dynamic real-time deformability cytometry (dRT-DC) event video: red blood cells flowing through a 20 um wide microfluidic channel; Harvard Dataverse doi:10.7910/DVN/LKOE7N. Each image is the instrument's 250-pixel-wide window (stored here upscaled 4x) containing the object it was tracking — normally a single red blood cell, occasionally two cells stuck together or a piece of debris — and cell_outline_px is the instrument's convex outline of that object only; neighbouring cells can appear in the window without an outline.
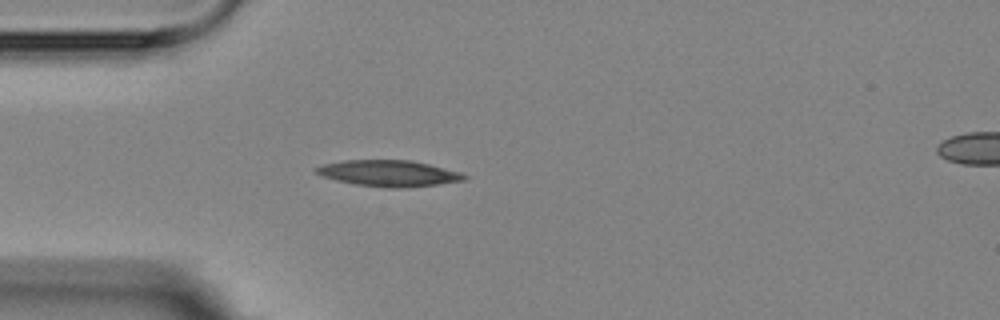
{"species": "Egyptian fruit bat (a non-hibernating species)", "species_latin": "Rousettus aegyptiacus", "temperature_condition": "room temperature", "stored_images_in_passage": 2, "camera_frame_rate_fps": 3000, "um_per_image_px": 0.085, "animal": {"sex": "female"}, "frame": {"image": 1, "passage_image": 2, "time_ms": 1.333, "image_size_px": [1000, 320], "cell_outline_px": [[468, 176], [464, 180], [408, 188], [384, 188], [356, 184], [336, 180], [324, 176], [316, 172], [316, 168], [324, 164], [344, 160], [412, 160], [460, 172]], "centroid_in_image_um": [33.06, 14.73], "position_along_channel_um": 51.9, "area_um2": 22.37}}